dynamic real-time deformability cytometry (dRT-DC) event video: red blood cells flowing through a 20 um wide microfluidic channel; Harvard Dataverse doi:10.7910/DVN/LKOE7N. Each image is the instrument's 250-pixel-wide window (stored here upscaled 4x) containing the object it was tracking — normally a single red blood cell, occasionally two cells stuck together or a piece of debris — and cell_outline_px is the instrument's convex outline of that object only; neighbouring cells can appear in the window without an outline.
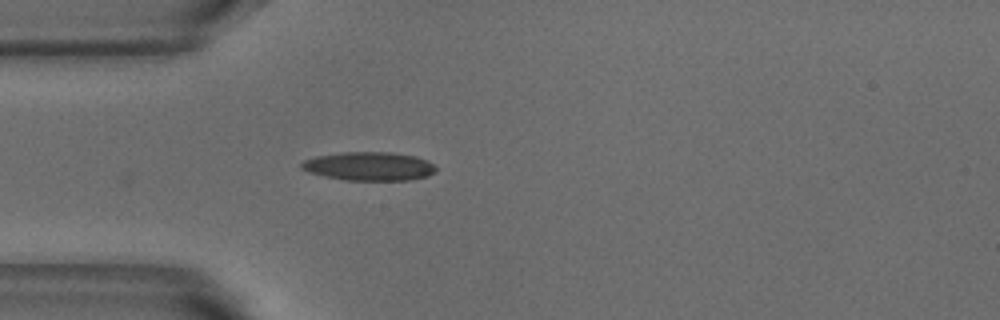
{"species": "common noctule bat (a hibernating species)", "species_latin": "Nyctalus noctula", "temperature_condition": "warm", "stored_images_in_passage": 5, "camera_frame_rate_fps": 3000, "um_per_image_px": 0.085, "animal": {"sex": "male", "body_mass_g": 18.8}, "frame": {"image": 1, "passage_image": 5, "time_ms": 1.333, "image_size_px": [1000, 320], "cell_outline_px": [[436, 172], [428, 176], [408, 180], [344, 180], [324, 176], [308, 172], [300, 168], [300, 164], [304, 160], [316, 156], [344, 152], [392, 152], [416, 156], [428, 160], [436, 168]], "centroid_in_image_um": [31.38, 14.13], "position_along_channel_um": 53.6, "area_um2": 22.54}}